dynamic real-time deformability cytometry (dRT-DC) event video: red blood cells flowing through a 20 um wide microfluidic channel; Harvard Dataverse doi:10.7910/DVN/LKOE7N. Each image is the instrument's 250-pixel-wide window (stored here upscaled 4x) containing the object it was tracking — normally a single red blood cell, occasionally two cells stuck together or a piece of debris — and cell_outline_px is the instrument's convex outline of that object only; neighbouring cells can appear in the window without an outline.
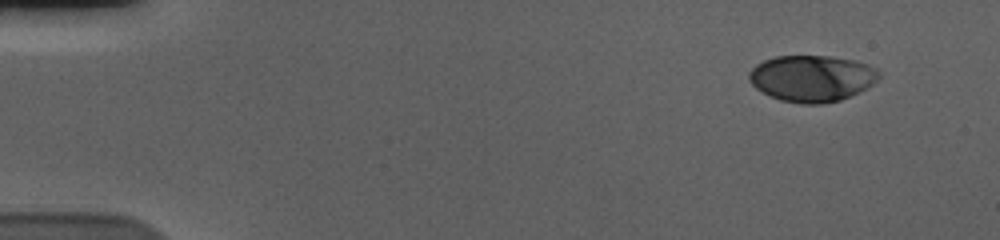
{"species": "human", "species_latin": "Homo sapiens", "temperature_condition": "cold", "stored_images_in_passage": 53, "camera_frame_rate_fps": 3000, "um_per_image_px": 0.085, "donor": {"sex": "male"}, "frame": {"image": 1, "passage_image": 1, "time_ms": 0.0, "image_size_px": [1000, 240], "cell_outline_px": [[844, 96], [832, 100], [788, 100], [776, 96], [760, 88], [752, 80], [752, 72], [756, 68], [768, 60], [784, 56], [812, 56], [824, 60], [836, 80]], "centroid_in_image_um": [67.79, 6.7], "position_along_channel_um": 17.2, "area_um2": 22.48}}
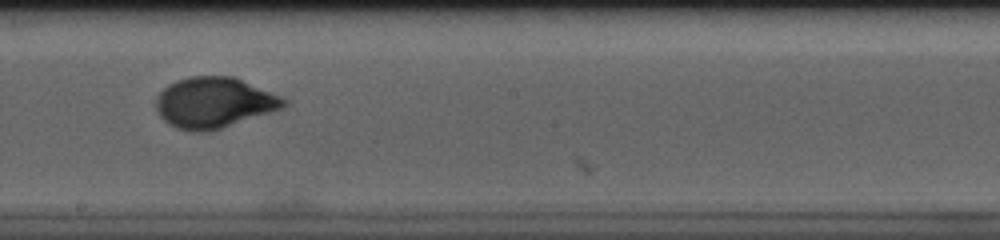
{"frame": {"image": 2, "passage_image": 29, "time_ms": 9.333, "image_size_px": [1000, 240], "cell_outline_px": [[276, 104], [220, 124], [180, 124], [172, 120], [164, 112], [164, 100], [168, 92], [172, 88], [180, 84], [192, 80], [232, 80], [268, 96], [276, 100]], "centroid_in_image_um": [18.09, 8.66], "position_along_channel_um": 230.1, "area_um2": 26.59}}
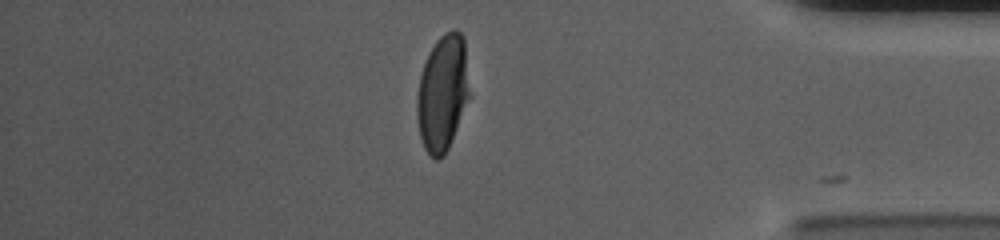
{"frame": {"image": 3, "passage_image": 45, "time_ms": 14.667, "image_size_px": [1000, 240], "cell_outline_px": [[460, 100], [456, 120], [448, 144], [444, 152], [440, 156], [436, 156], [428, 148], [424, 140], [420, 128], [420, 84], [424, 68], [436, 44], [444, 36], [452, 32], [456, 32], [460, 36]], "centroid_in_image_um": [37.46, 7.95], "position_along_channel_um": 397.7, "area_um2": 27.63}, "authors_computed_cell_mechanics": {"area_um2": 27.2816, "velocity_mm_per_s": 3.6588, "shape_relaxation_time_tau1_ms": 4.4136, "shape_relaxation_time_tau2_ms": null, "deformation_change_tau1": 0.2274, "deformation_change_tau2": null}}